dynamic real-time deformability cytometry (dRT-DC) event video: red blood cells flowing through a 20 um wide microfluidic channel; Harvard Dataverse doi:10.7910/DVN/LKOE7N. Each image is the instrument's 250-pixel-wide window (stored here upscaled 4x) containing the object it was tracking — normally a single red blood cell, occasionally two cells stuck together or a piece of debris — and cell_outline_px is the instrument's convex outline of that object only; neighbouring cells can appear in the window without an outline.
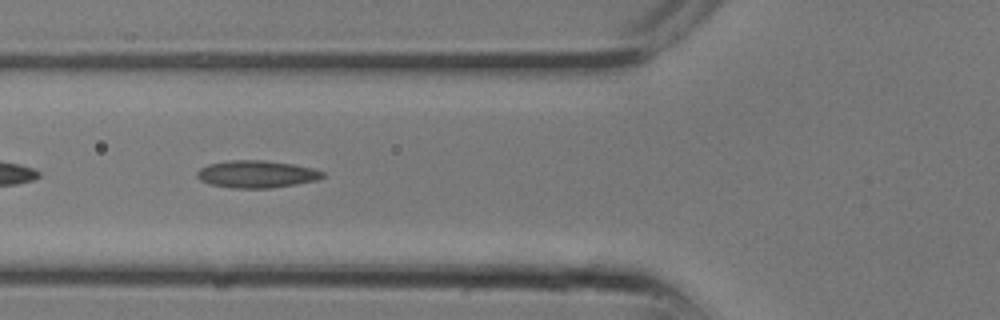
{"species": "common noctule bat (a hibernating species)", "species_latin": "Nyctalus noctula", "temperature_condition": "room temperature", "stored_images_in_passage": 16, "segment_of_instrument_passage": [2, 2], "camera_frame_rate_fps": 3000, "um_per_image_px": 0.085, "animal": {"sex": "male", "body_mass_g": 13.3}, "frame": {"image": 1, "passage_image": 10, "time_ms": 3.0, "image_size_px": [1000, 320], "cell_outline_px": [[324, 176], [316, 180], [296, 184], [272, 188], [232, 188], [212, 184], [200, 180], [196, 176], [196, 172], [200, 168], [208, 164], [228, 160], [264, 160], [292, 164], [312, 168], [324, 172]], "centroid_in_image_um": [21.79, 14.8], "position_along_channel_um": 104.0, "area_um2": 19.94}}
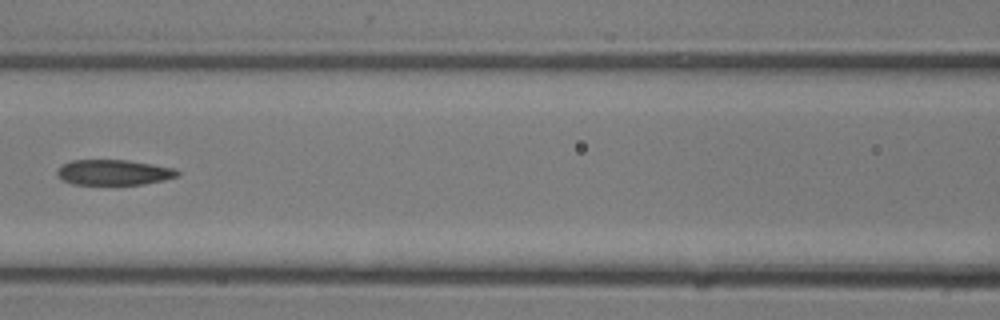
{"frame": {"image": 2, "passage_image": 12, "time_ms": 3.667, "image_size_px": [1000, 320], "cell_outline_px": [[180, 172], [176, 176], [164, 180], [144, 184], [72, 184], [64, 180], [56, 172], [64, 164], [72, 160], [128, 160], [176, 168]], "centroid_in_image_um": [9.71, 14.65], "position_along_channel_um": 156.9, "area_um2": 17.57}}
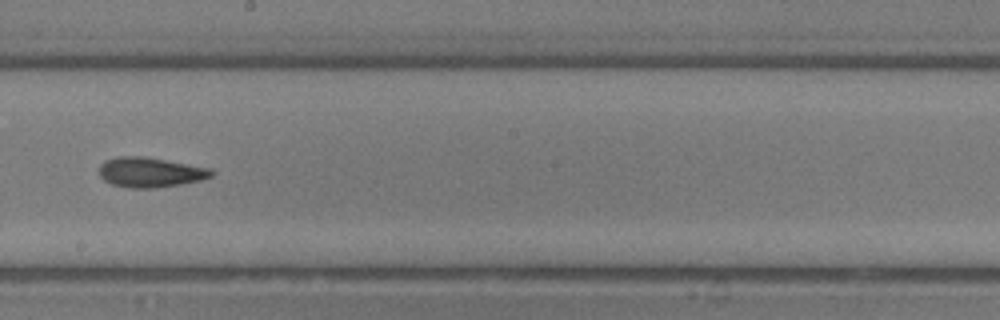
{"frame": {"image": 3, "passage_image": 15, "time_ms": 4.667, "image_size_px": [1000, 320], "cell_outline_px": [[216, 172], [212, 176], [200, 180], [180, 184], [156, 188], [132, 188], [112, 184], [104, 180], [100, 176], [100, 164], [104, 160], [116, 156], [144, 156], [212, 168]], "centroid_in_image_um": [12.78, 14.63], "position_along_channel_um": 235.4, "area_um2": 19.71}}